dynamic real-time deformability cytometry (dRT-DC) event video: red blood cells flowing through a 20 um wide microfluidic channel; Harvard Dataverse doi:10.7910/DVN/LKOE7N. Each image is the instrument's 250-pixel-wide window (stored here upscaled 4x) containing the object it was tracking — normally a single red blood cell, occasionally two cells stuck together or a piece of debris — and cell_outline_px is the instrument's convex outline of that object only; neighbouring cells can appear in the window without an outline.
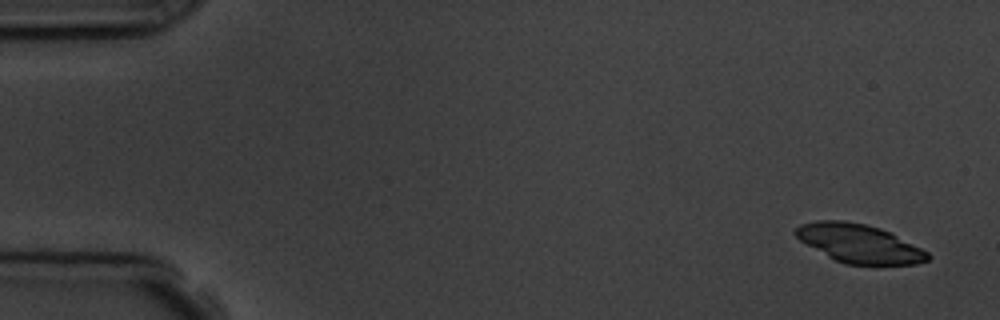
{"species": "common noctule bat (a hibernating species)", "species_latin": "Nyctalus noctula", "temperature_condition": "room temperature", "stored_images_in_passage": 5, "camera_frame_rate_fps": 3000, "um_per_image_px": 0.085, "animal": {"sex": "male", "body_mass_g": 19.5, "forearm_length_mm": 54.6}, "frame": {"image": 1, "passage_image": 1, "time_ms": 0.0, "image_size_px": [1000, 320], "cell_outline_px": [[932, 256], [928, 260], [916, 264], [844, 264], [828, 256], [800, 240], [792, 232], [800, 224], [816, 220], [844, 220], [864, 224], [880, 228], [892, 232], [928, 252]], "centroid_in_image_um": [73.04, 20.68], "position_along_channel_um": 12.0, "area_um2": 29.59}}